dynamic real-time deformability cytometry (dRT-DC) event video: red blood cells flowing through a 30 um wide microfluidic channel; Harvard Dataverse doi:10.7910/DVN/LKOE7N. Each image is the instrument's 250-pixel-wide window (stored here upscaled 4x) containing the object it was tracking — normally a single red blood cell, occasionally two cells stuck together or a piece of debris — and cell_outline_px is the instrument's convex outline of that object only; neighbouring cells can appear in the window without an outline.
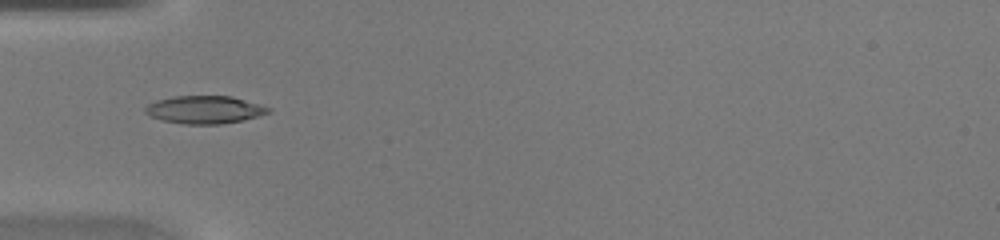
{"species": "common noctule bat (a hibernating species)", "species_latin": "Nyctalus noctula", "temperature_condition": "warm", "stored_images_in_passage": 46, "camera_frame_rate_fps": 3000, "um_per_image_px": 0.085, "animal": {"sex": "female", "body_mass_g": 20.0, "forearm_length_mm": 54.0}, "frame": {"image": 1, "passage_image": 16, "time_ms": 5.0, "image_size_px": [1000, 240], "cell_outline_px": [[272, 112], [244, 120], [220, 124], [184, 124], [160, 120], [148, 116], [144, 112], [144, 108], [148, 104], [156, 100], [172, 96], [232, 96], [272, 108]], "centroid_in_image_um": [17.37, 9.32], "position_along_channel_um": 67.6, "area_um2": 20.17}}
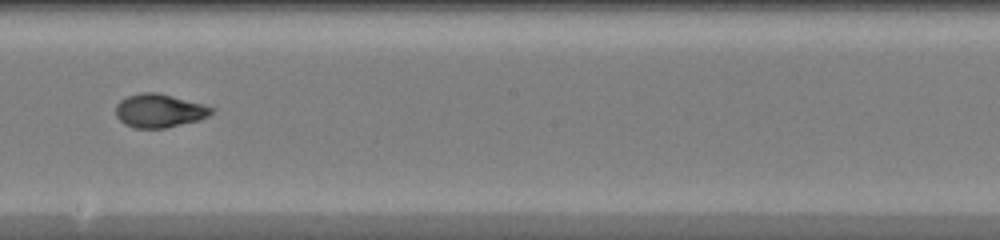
{"frame": {"image": 2, "passage_image": 27, "time_ms": 8.667, "image_size_px": [1000, 240], "cell_outline_px": [[216, 112], [200, 120], [164, 128], [136, 128], [124, 124], [116, 116], [116, 104], [120, 100], [128, 96], [140, 92], [156, 92], [204, 104], [216, 108]], "centroid_in_image_um": [13.57, 9.41], "position_along_channel_um": 234.6, "area_um2": 18.84}}
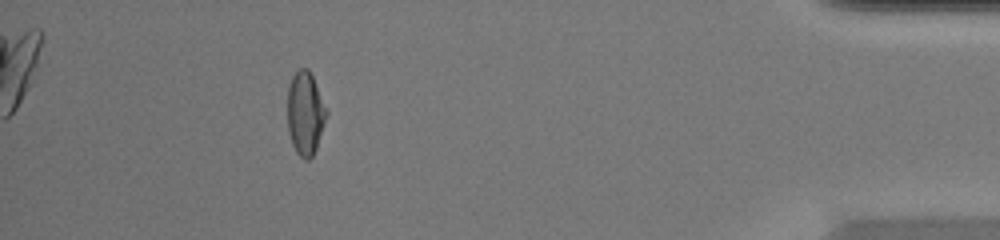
{"frame": {"image": 3, "passage_image": 42, "time_ms": 13.667, "image_size_px": [1000, 240], "cell_outline_px": [[328, 112], [316, 148], [312, 156], [308, 160], [304, 160], [296, 152], [292, 144], [288, 132], [288, 88], [292, 76], [300, 68], [308, 68], [328, 108]], "centroid_in_image_um": [25.95, 9.63], "position_along_channel_um": 409.2, "area_um2": 18.96}}